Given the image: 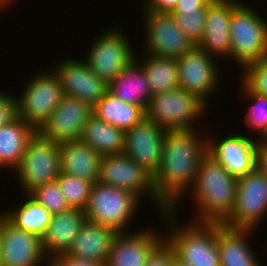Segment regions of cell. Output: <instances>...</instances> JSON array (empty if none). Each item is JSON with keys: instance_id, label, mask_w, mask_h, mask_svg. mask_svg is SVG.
I'll use <instances>...</instances> for the list:
<instances>
[{"instance_id": "obj_13", "label": "cell", "mask_w": 267, "mask_h": 266, "mask_svg": "<svg viewBox=\"0 0 267 266\" xmlns=\"http://www.w3.org/2000/svg\"><path fill=\"white\" fill-rule=\"evenodd\" d=\"M145 41L143 53L179 58L195 44L176 25L171 14L143 11Z\"/></svg>"}, {"instance_id": "obj_37", "label": "cell", "mask_w": 267, "mask_h": 266, "mask_svg": "<svg viewBox=\"0 0 267 266\" xmlns=\"http://www.w3.org/2000/svg\"><path fill=\"white\" fill-rule=\"evenodd\" d=\"M18 117L17 98L13 94L0 92V127Z\"/></svg>"}, {"instance_id": "obj_26", "label": "cell", "mask_w": 267, "mask_h": 266, "mask_svg": "<svg viewBox=\"0 0 267 266\" xmlns=\"http://www.w3.org/2000/svg\"><path fill=\"white\" fill-rule=\"evenodd\" d=\"M253 232V229H233L222 223H217V246L220 253V264L258 261L256 253L252 251L253 249L249 244Z\"/></svg>"}, {"instance_id": "obj_21", "label": "cell", "mask_w": 267, "mask_h": 266, "mask_svg": "<svg viewBox=\"0 0 267 266\" xmlns=\"http://www.w3.org/2000/svg\"><path fill=\"white\" fill-rule=\"evenodd\" d=\"M87 222L84 209L70 208L53 214L42 238L45 256L51 260L66 254L83 225Z\"/></svg>"}, {"instance_id": "obj_25", "label": "cell", "mask_w": 267, "mask_h": 266, "mask_svg": "<svg viewBox=\"0 0 267 266\" xmlns=\"http://www.w3.org/2000/svg\"><path fill=\"white\" fill-rule=\"evenodd\" d=\"M36 130L19 116L0 127V169L12 172L19 166L28 140Z\"/></svg>"}, {"instance_id": "obj_7", "label": "cell", "mask_w": 267, "mask_h": 266, "mask_svg": "<svg viewBox=\"0 0 267 266\" xmlns=\"http://www.w3.org/2000/svg\"><path fill=\"white\" fill-rule=\"evenodd\" d=\"M60 173V143L46 139L36 131L28 140L23 158L14 170L23 194L56 181Z\"/></svg>"}, {"instance_id": "obj_29", "label": "cell", "mask_w": 267, "mask_h": 266, "mask_svg": "<svg viewBox=\"0 0 267 266\" xmlns=\"http://www.w3.org/2000/svg\"><path fill=\"white\" fill-rule=\"evenodd\" d=\"M142 55L143 59L137 55L136 60L147 76L152 96L179 88L177 58L148 55L143 52Z\"/></svg>"}, {"instance_id": "obj_2", "label": "cell", "mask_w": 267, "mask_h": 266, "mask_svg": "<svg viewBox=\"0 0 267 266\" xmlns=\"http://www.w3.org/2000/svg\"><path fill=\"white\" fill-rule=\"evenodd\" d=\"M190 192L196 208L193 222L223 223L234 210L237 178L207 153L187 194Z\"/></svg>"}, {"instance_id": "obj_44", "label": "cell", "mask_w": 267, "mask_h": 266, "mask_svg": "<svg viewBox=\"0 0 267 266\" xmlns=\"http://www.w3.org/2000/svg\"><path fill=\"white\" fill-rule=\"evenodd\" d=\"M19 0H0V11L2 10H6L8 5H12L13 2H17ZM6 8V9H5Z\"/></svg>"}, {"instance_id": "obj_35", "label": "cell", "mask_w": 267, "mask_h": 266, "mask_svg": "<svg viewBox=\"0 0 267 266\" xmlns=\"http://www.w3.org/2000/svg\"><path fill=\"white\" fill-rule=\"evenodd\" d=\"M240 79L253 91L267 96V57L247 64Z\"/></svg>"}, {"instance_id": "obj_32", "label": "cell", "mask_w": 267, "mask_h": 266, "mask_svg": "<svg viewBox=\"0 0 267 266\" xmlns=\"http://www.w3.org/2000/svg\"><path fill=\"white\" fill-rule=\"evenodd\" d=\"M56 181L71 208L87 207L93 185L91 182L64 173H60Z\"/></svg>"}, {"instance_id": "obj_9", "label": "cell", "mask_w": 267, "mask_h": 266, "mask_svg": "<svg viewBox=\"0 0 267 266\" xmlns=\"http://www.w3.org/2000/svg\"><path fill=\"white\" fill-rule=\"evenodd\" d=\"M36 73L27 81L17 98L18 116L36 131L49 119L64 94L52 70Z\"/></svg>"}, {"instance_id": "obj_38", "label": "cell", "mask_w": 267, "mask_h": 266, "mask_svg": "<svg viewBox=\"0 0 267 266\" xmlns=\"http://www.w3.org/2000/svg\"><path fill=\"white\" fill-rule=\"evenodd\" d=\"M178 0H144L142 11L170 14Z\"/></svg>"}, {"instance_id": "obj_11", "label": "cell", "mask_w": 267, "mask_h": 266, "mask_svg": "<svg viewBox=\"0 0 267 266\" xmlns=\"http://www.w3.org/2000/svg\"><path fill=\"white\" fill-rule=\"evenodd\" d=\"M267 214V175L258 167L237 178V194L234 210L222 223L233 229H253ZM256 229V230H255Z\"/></svg>"}, {"instance_id": "obj_10", "label": "cell", "mask_w": 267, "mask_h": 266, "mask_svg": "<svg viewBox=\"0 0 267 266\" xmlns=\"http://www.w3.org/2000/svg\"><path fill=\"white\" fill-rule=\"evenodd\" d=\"M98 182L131 191L140 199L147 194L146 197L150 196L160 215L169 210L155 194L153 176L124 153L101 157Z\"/></svg>"}, {"instance_id": "obj_4", "label": "cell", "mask_w": 267, "mask_h": 266, "mask_svg": "<svg viewBox=\"0 0 267 266\" xmlns=\"http://www.w3.org/2000/svg\"><path fill=\"white\" fill-rule=\"evenodd\" d=\"M209 106L197 95L176 88L153 95L146 117L167 131L193 130L198 129L195 123L208 113Z\"/></svg>"}, {"instance_id": "obj_14", "label": "cell", "mask_w": 267, "mask_h": 266, "mask_svg": "<svg viewBox=\"0 0 267 266\" xmlns=\"http://www.w3.org/2000/svg\"><path fill=\"white\" fill-rule=\"evenodd\" d=\"M49 261L39 235L15 227L0 213V266H44Z\"/></svg>"}, {"instance_id": "obj_18", "label": "cell", "mask_w": 267, "mask_h": 266, "mask_svg": "<svg viewBox=\"0 0 267 266\" xmlns=\"http://www.w3.org/2000/svg\"><path fill=\"white\" fill-rule=\"evenodd\" d=\"M93 107L80 99L63 96L62 100L38 132L46 139L62 143L79 140Z\"/></svg>"}, {"instance_id": "obj_31", "label": "cell", "mask_w": 267, "mask_h": 266, "mask_svg": "<svg viewBox=\"0 0 267 266\" xmlns=\"http://www.w3.org/2000/svg\"><path fill=\"white\" fill-rule=\"evenodd\" d=\"M240 90L245 99L251 100L252 102L245 115V126L250 131L258 133L259 138L263 132L267 129V96L253 92L241 79Z\"/></svg>"}, {"instance_id": "obj_28", "label": "cell", "mask_w": 267, "mask_h": 266, "mask_svg": "<svg viewBox=\"0 0 267 266\" xmlns=\"http://www.w3.org/2000/svg\"><path fill=\"white\" fill-rule=\"evenodd\" d=\"M92 111L99 119L124 131L146 117L143 107L126 103L110 91L93 106Z\"/></svg>"}, {"instance_id": "obj_15", "label": "cell", "mask_w": 267, "mask_h": 266, "mask_svg": "<svg viewBox=\"0 0 267 266\" xmlns=\"http://www.w3.org/2000/svg\"><path fill=\"white\" fill-rule=\"evenodd\" d=\"M67 57L51 67L63 94L88 102L93 107L109 91V84L93 73L83 59Z\"/></svg>"}, {"instance_id": "obj_8", "label": "cell", "mask_w": 267, "mask_h": 266, "mask_svg": "<svg viewBox=\"0 0 267 266\" xmlns=\"http://www.w3.org/2000/svg\"><path fill=\"white\" fill-rule=\"evenodd\" d=\"M119 29L114 26L107 28L97 39H94L87 54L82 58L92 72L108 84L129 66L138 54L130 43L129 37Z\"/></svg>"}, {"instance_id": "obj_19", "label": "cell", "mask_w": 267, "mask_h": 266, "mask_svg": "<svg viewBox=\"0 0 267 266\" xmlns=\"http://www.w3.org/2000/svg\"><path fill=\"white\" fill-rule=\"evenodd\" d=\"M241 3L239 0H212L207 5L205 30L197 46L208 55L225 60L231 57L230 21Z\"/></svg>"}, {"instance_id": "obj_24", "label": "cell", "mask_w": 267, "mask_h": 266, "mask_svg": "<svg viewBox=\"0 0 267 266\" xmlns=\"http://www.w3.org/2000/svg\"><path fill=\"white\" fill-rule=\"evenodd\" d=\"M109 91L126 103L148 108L152 93L141 64L135 59L109 84Z\"/></svg>"}, {"instance_id": "obj_17", "label": "cell", "mask_w": 267, "mask_h": 266, "mask_svg": "<svg viewBox=\"0 0 267 266\" xmlns=\"http://www.w3.org/2000/svg\"><path fill=\"white\" fill-rule=\"evenodd\" d=\"M166 131L145 117L125 131L123 153L154 176L160 167Z\"/></svg>"}, {"instance_id": "obj_20", "label": "cell", "mask_w": 267, "mask_h": 266, "mask_svg": "<svg viewBox=\"0 0 267 266\" xmlns=\"http://www.w3.org/2000/svg\"><path fill=\"white\" fill-rule=\"evenodd\" d=\"M146 228L118 233L105 266H145L147 257L164 239V230Z\"/></svg>"}, {"instance_id": "obj_23", "label": "cell", "mask_w": 267, "mask_h": 266, "mask_svg": "<svg viewBox=\"0 0 267 266\" xmlns=\"http://www.w3.org/2000/svg\"><path fill=\"white\" fill-rule=\"evenodd\" d=\"M101 155L81 139L60 143L61 173L95 184L99 179Z\"/></svg>"}, {"instance_id": "obj_39", "label": "cell", "mask_w": 267, "mask_h": 266, "mask_svg": "<svg viewBox=\"0 0 267 266\" xmlns=\"http://www.w3.org/2000/svg\"><path fill=\"white\" fill-rule=\"evenodd\" d=\"M49 262V266H105L97 262L71 257L66 254L59 255Z\"/></svg>"}, {"instance_id": "obj_40", "label": "cell", "mask_w": 267, "mask_h": 266, "mask_svg": "<svg viewBox=\"0 0 267 266\" xmlns=\"http://www.w3.org/2000/svg\"><path fill=\"white\" fill-rule=\"evenodd\" d=\"M212 0H178L172 12H184L196 9H207Z\"/></svg>"}, {"instance_id": "obj_3", "label": "cell", "mask_w": 267, "mask_h": 266, "mask_svg": "<svg viewBox=\"0 0 267 266\" xmlns=\"http://www.w3.org/2000/svg\"><path fill=\"white\" fill-rule=\"evenodd\" d=\"M159 216L163 218L162 228L166 231L164 238L178 259L191 266H220L217 223L189 221L190 224L180 226L178 213L170 209Z\"/></svg>"}, {"instance_id": "obj_6", "label": "cell", "mask_w": 267, "mask_h": 266, "mask_svg": "<svg viewBox=\"0 0 267 266\" xmlns=\"http://www.w3.org/2000/svg\"><path fill=\"white\" fill-rule=\"evenodd\" d=\"M244 1L230 21L231 58L242 70L247 64L267 57V21Z\"/></svg>"}, {"instance_id": "obj_16", "label": "cell", "mask_w": 267, "mask_h": 266, "mask_svg": "<svg viewBox=\"0 0 267 266\" xmlns=\"http://www.w3.org/2000/svg\"><path fill=\"white\" fill-rule=\"evenodd\" d=\"M254 138L245 133H233L221 140L208 136V153L232 176L242 177L257 167L258 141Z\"/></svg>"}, {"instance_id": "obj_33", "label": "cell", "mask_w": 267, "mask_h": 266, "mask_svg": "<svg viewBox=\"0 0 267 266\" xmlns=\"http://www.w3.org/2000/svg\"><path fill=\"white\" fill-rule=\"evenodd\" d=\"M207 9L171 12L178 28L197 45L203 37Z\"/></svg>"}, {"instance_id": "obj_45", "label": "cell", "mask_w": 267, "mask_h": 266, "mask_svg": "<svg viewBox=\"0 0 267 266\" xmlns=\"http://www.w3.org/2000/svg\"><path fill=\"white\" fill-rule=\"evenodd\" d=\"M172 266H191L189 265L188 263H185L183 261H181L180 259H178L176 256L174 257V260H173V264Z\"/></svg>"}, {"instance_id": "obj_42", "label": "cell", "mask_w": 267, "mask_h": 266, "mask_svg": "<svg viewBox=\"0 0 267 266\" xmlns=\"http://www.w3.org/2000/svg\"><path fill=\"white\" fill-rule=\"evenodd\" d=\"M220 266H261L259 261H246V263L220 264Z\"/></svg>"}, {"instance_id": "obj_36", "label": "cell", "mask_w": 267, "mask_h": 266, "mask_svg": "<svg viewBox=\"0 0 267 266\" xmlns=\"http://www.w3.org/2000/svg\"><path fill=\"white\" fill-rule=\"evenodd\" d=\"M175 256L173 247L164 238L147 257L145 266H172Z\"/></svg>"}, {"instance_id": "obj_34", "label": "cell", "mask_w": 267, "mask_h": 266, "mask_svg": "<svg viewBox=\"0 0 267 266\" xmlns=\"http://www.w3.org/2000/svg\"><path fill=\"white\" fill-rule=\"evenodd\" d=\"M29 195L44 206L52 215L63 213L71 208L61 192L57 181L38 186Z\"/></svg>"}, {"instance_id": "obj_5", "label": "cell", "mask_w": 267, "mask_h": 266, "mask_svg": "<svg viewBox=\"0 0 267 266\" xmlns=\"http://www.w3.org/2000/svg\"><path fill=\"white\" fill-rule=\"evenodd\" d=\"M140 201L131 191L96 182L92 185L89 201L84 209L86 219L88 222L110 227L118 233H125L130 231L127 229L131 226Z\"/></svg>"}, {"instance_id": "obj_30", "label": "cell", "mask_w": 267, "mask_h": 266, "mask_svg": "<svg viewBox=\"0 0 267 266\" xmlns=\"http://www.w3.org/2000/svg\"><path fill=\"white\" fill-rule=\"evenodd\" d=\"M23 204L11 210L0 211V213L15 227L34 233L42 237L49 225L52 214L29 194H25Z\"/></svg>"}, {"instance_id": "obj_1", "label": "cell", "mask_w": 267, "mask_h": 266, "mask_svg": "<svg viewBox=\"0 0 267 266\" xmlns=\"http://www.w3.org/2000/svg\"><path fill=\"white\" fill-rule=\"evenodd\" d=\"M198 132L166 131L160 167L153 176L156 196L176 214L195 180L201 159L208 153V136L202 138Z\"/></svg>"}, {"instance_id": "obj_12", "label": "cell", "mask_w": 267, "mask_h": 266, "mask_svg": "<svg viewBox=\"0 0 267 266\" xmlns=\"http://www.w3.org/2000/svg\"><path fill=\"white\" fill-rule=\"evenodd\" d=\"M179 67V88L197 95L207 105L216 93L219 82V63L202 48L195 45L191 50L177 58ZM219 83V84H218Z\"/></svg>"}, {"instance_id": "obj_22", "label": "cell", "mask_w": 267, "mask_h": 266, "mask_svg": "<svg viewBox=\"0 0 267 266\" xmlns=\"http://www.w3.org/2000/svg\"><path fill=\"white\" fill-rule=\"evenodd\" d=\"M117 235L110 227L87 221L66 255L105 265Z\"/></svg>"}, {"instance_id": "obj_43", "label": "cell", "mask_w": 267, "mask_h": 266, "mask_svg": "<svg viewBox=\"0 0 267 266\" xmlns=\"http://www.w3.org/2000/svg\"><path fill=\"white\" fill-rule=\"evenodd\" d=\"M258 145L267 147V129L263 132L260 138H257Z\"/></svg>"}, {"instance_id": "obj_27", "label": "cell", "mask_w": 267, "mask_h": 266, "mask_svg": "<svg viewBox=\"0 0 267 266\" xmlns=\"http://www.w3.org/2000/svg\"><path fill=\"white\" fill-rule=\"evenodd\" d=\"M125 131L106 123L92 114L84 126L81 140L101 156L122 154Z\"/></svg>"}, {"instance_id": "obj_41", "label": "cell", "mask_w": 267, "mask_h": 266, "mask_svg": "<svg viewBox=\"0 0 267 266\" xmlns=\"http://www.w3.org/2000/svg\"><path fill=\"white\" fill-rule=\"evenodd\" d=\"M257 167L267 175V147L258 145Z\"/></svg>"}]
</instances>
